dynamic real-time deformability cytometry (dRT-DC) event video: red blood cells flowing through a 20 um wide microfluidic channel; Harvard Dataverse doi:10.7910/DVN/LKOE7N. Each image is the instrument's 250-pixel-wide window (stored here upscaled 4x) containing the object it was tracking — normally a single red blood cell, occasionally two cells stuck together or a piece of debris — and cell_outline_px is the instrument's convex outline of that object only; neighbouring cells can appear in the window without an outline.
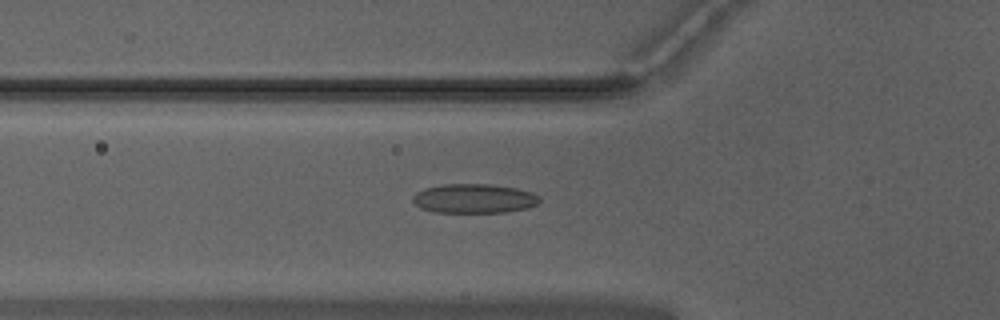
{"species": "Egyptian fruit bat (a non-hibernating species)", "species_latin": "Rousettus aegyptiacus", "temperature_condition": "warm", "stored_images_in_passage": 29, "camera_frame_rate_fps": 3000, "um_per_image_px": 0.085, "animal": {"sex": "male"}, "frame": {"image": 1, "passage_image": 19, "time_ms": 6.0, "image_size_px": [1000, 320], "cell_outline_px": [[540, 200], [536, 204], [528, 208], [508, 212], [436, 212], [420, 208], [412, 200], [412, 196], [416, 192], [424, 188], [444, 184], [488, 184], [516, 188], [532, 192], [540, 196]], "centroid_in_image_um": [40.3, 16.87], "position_along_channel_um": 85.5, "area_um2": 21.68}}
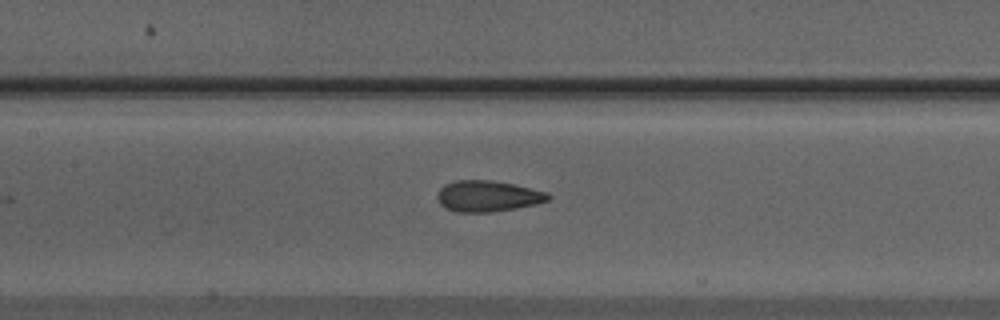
{"frame": {"image": 2, "passage_image": 25, "time_ms": 8.0, "image_size_px": [1000, 320], "cell_outline_px": [[552, 196], [548, 200], [536, 204], [516, 208], [492, 212], [456, 212], [444, 208], [440, 204], [436, 196], [436, 192], [444, 184], [456, 180], [492, 180], [512, 184], [548, 192]], "centroid_in_image_um": [41.42, 16.67], "position_along_channel_um": 166.0, "area_um2": 20.23}}
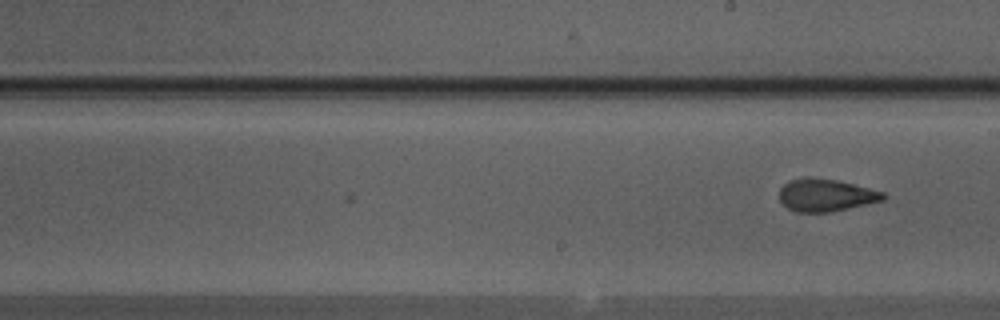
{"frame": {"image": 3, "passage_image": 29, "time_ms": 9.333, "image_size_px": [1000, 320], "cell_outline_px": [[888, 196], [884, 200], [832, 212], [796, 212], [788, 208], [780, 200], [780, 188], [784, 184], [792, 180], [836, 180], [884, 192]], "centroid_in_image_um": [70.25, 16.64], "position_along_channel_um": 218.8, "area_um2": 18.96}}